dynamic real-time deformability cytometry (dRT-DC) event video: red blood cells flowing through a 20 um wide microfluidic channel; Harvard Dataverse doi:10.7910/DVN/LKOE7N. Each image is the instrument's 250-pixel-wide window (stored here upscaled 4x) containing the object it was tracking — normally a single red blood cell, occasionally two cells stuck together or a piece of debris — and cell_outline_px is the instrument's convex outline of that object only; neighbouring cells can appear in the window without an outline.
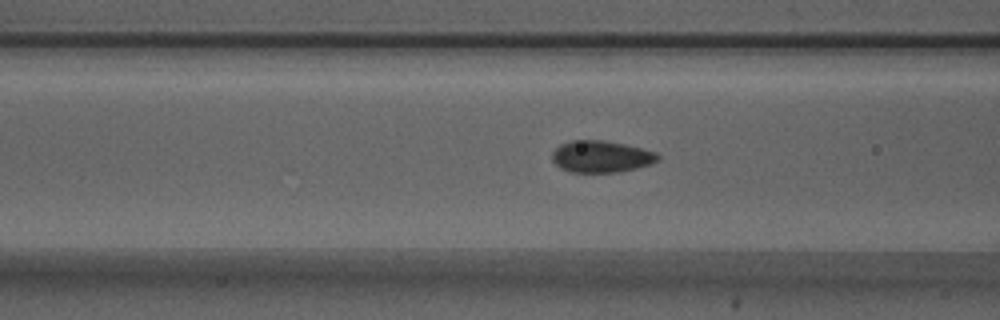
{"species": "Egyptian fruit bat (a non-hibernating species)", "species_latin": "Rousettus aegyptiacus", "temperature_condition": "warm", "stored_images_in_passage": 12, "camera_frame_rate_fps": 3000, "um_per_image_px": 0.085, "animal": {"sex": "male"}, "frame": {"image": 1, "passage_image": 7, "time_ms": 2.0, "image_size_px": [1000, 320], "cell_outline_px": [[660, 160], [652, 164], [636, 168], [616, 172], [572, 172], [560, 168], [552, 160], [552, 152], [560, 144], [572, 140], [604, 140], [624, 144], [656, 152], [660, 156]], "centroid_in_image_um": [51.1, 13.3], "position_along_channel_um": 115.5, "area_um2": 19.59}}
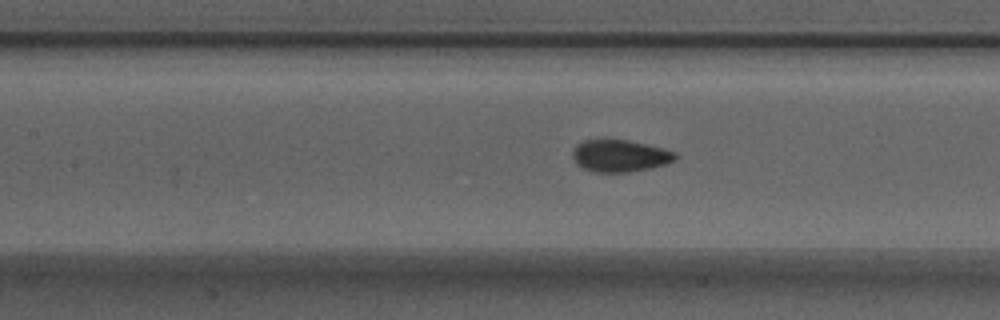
{"frame": {"image": 2, "passage_image": 10, "time_ms": 3.0, "image_size_px": [1000, 320], "cell_outline_px": [[680, 156], [676, 160], [664, 164], [648, 168], [628, 172], [592, 172], [576, 164], [572, 156], [572, 152], [576, 144], [584, 140], [628, 140], [664, 148], [676, 152]], "centroid_in_image_um": [52.7, 13.24], "position_along_channel_um": 154.7, "area_um2": 19.25}}